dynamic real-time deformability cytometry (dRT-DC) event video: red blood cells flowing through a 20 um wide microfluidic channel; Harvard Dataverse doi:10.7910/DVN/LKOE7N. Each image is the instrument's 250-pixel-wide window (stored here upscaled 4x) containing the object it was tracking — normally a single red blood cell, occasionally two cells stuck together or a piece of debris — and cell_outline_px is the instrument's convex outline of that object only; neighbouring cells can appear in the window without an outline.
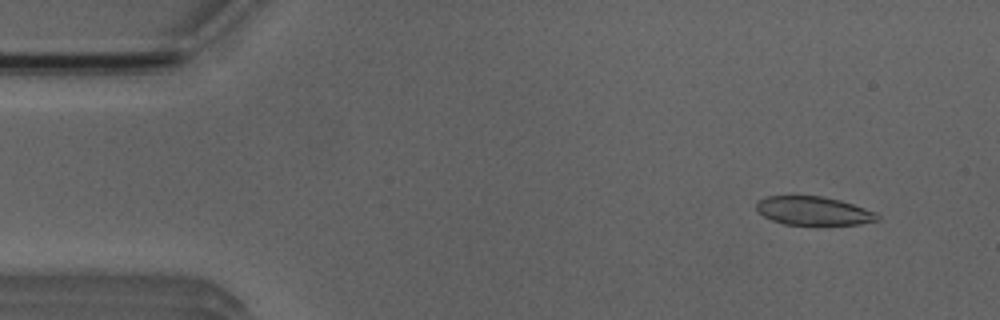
{"species": "Egyptian fruit bat (a non-hibernating species)", "species_latin": "Rousettus aegyptiacus", "temperature_condition": "room temperature", "stored_images_in_passage": 51, "camera_frame_rate_fps": 3000, "um_per_image_px": 0.085, "animal": {"sex": "male"}, "frame": {"image": 1, "passage_image": 4, "time_ms": 1.0, "image_size_px": [1000, 320], "cell_outline_px": [[880, 220], [860, 224], [784, 224], [772, 220], [764, 216], [756, 208], [756, 204], [764, 196], [824, 196], [840, 200], [876, 212], [880, 216]], "centroid_in_image_um": [69.17, 17.91], "position_along_channel_um": 15.8, "area_um2": 20.0}}
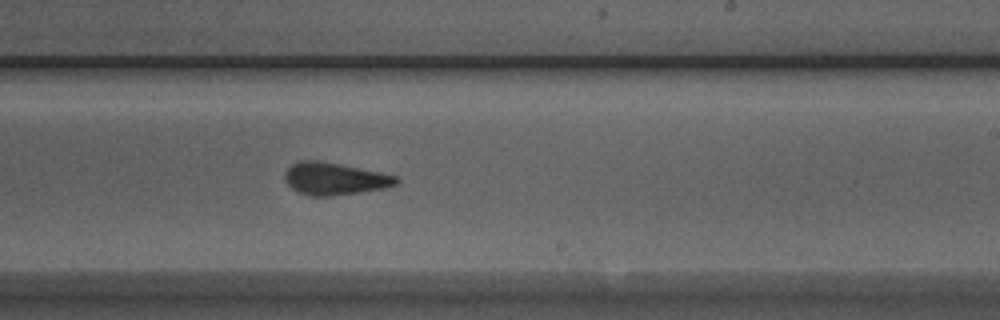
{"frame": {"image": 2, "passage_image": 30, "time_ms": 9.667, "image_size_px": [1000, 320], "cell_outline_px": [[400, 180], [396, 184], [384, 188], [360, 192], [332, 196], [308, 196], [292, 188], [284, 180], [284, 172], [292, 164], [300, 160], [320, 160], [400, 176]], "centroid_in_image_um": [28.44, 15.19], "position_along_channel_um": 260.6, "area_um2": 21.1}}
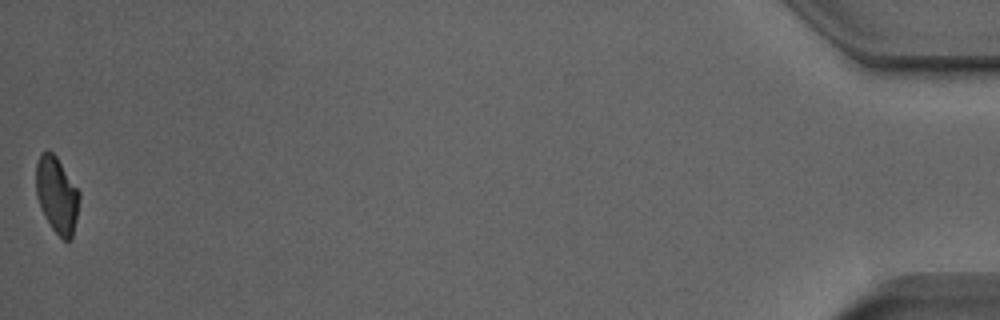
{"frame": {"image": 3, "passage_image": 51, "time_ms": 16.667, "image_size_px": [1000, 320], "cell_outline_px": [[80, 196], [76, 220], [72, 240], [64, 240], [52, 228], [44, 216], [40, 208], [36, 196], [36, 164], [40, 152], [48, 148], [56, 156], [80, 192]], "centroid_in_image_um": [4.82, 16.54], "position_along_channel_um": 430.4, "area_um2": 19.42}, "authors_computed_cell_mechanics": {"area_um2": 21.097, "velocity_mm_per_s": 3.9316, "shape_relaxation_time_tau1_ms": 8.9637, "shape_relaxation_time_tau2_ms": 1.841, "deformation_change_tau1": 0.2146, "deformation_change_tau2": 0.0887}}